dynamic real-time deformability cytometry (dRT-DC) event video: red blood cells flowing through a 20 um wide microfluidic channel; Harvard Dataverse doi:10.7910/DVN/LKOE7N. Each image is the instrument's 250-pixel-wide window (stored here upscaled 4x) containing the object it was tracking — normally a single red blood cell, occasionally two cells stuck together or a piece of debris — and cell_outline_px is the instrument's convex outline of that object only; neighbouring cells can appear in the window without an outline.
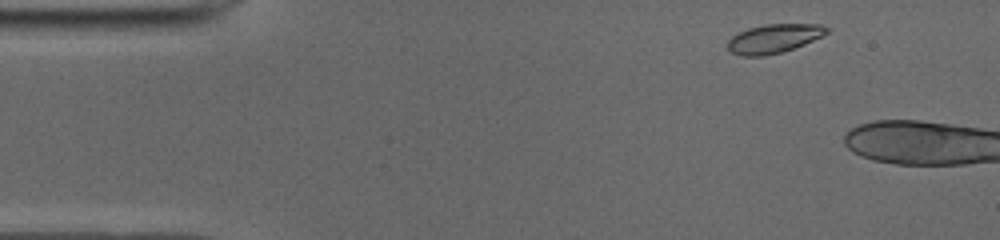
{"species": "common noctule bat (a hibernating species)", "species_latin": "Nyctalus noctula", "temperature_condition": "cold", "stored_images_in_passage": 39, "camera_frame_rate_fps": 3000, "um_per_image_px": 0.085, "animal": {"sex": "male", "body_mass_g": 19.0, "forearm_length_mm": 50.8}, "frame": {"image": 1, "passage_image": 3, "time_ms": 0.667, "image_size_px": [1000, 240], "cell_outline_px": [[828, 32], [804, 44], [780, 52], [764, 56], [740, 56], [728, 52], [728, 40], [732, 36], [748, 28], [764, 24], [820, 24], [828, 28]], "centroid_in_image_um": [65.72, 3.28], "position_along_channel_um": 19.3, "area_um2": 16.53}}
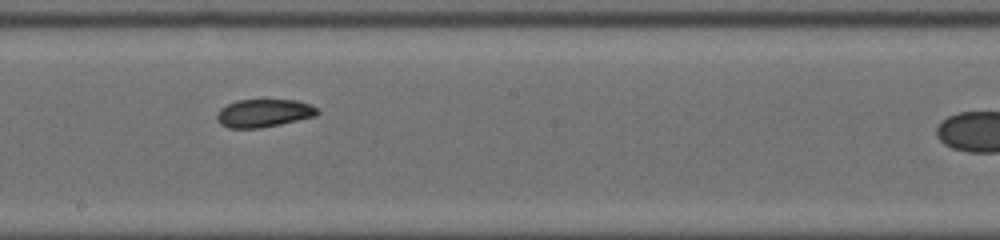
{"frame": {"image": 2, "passage_image": 25, "time_ms": 8.0, "image_size_px": [1000, 240], "cell_outline_px": [[320, 112], [316, 116], [280, 124], [260, 128], [228, 128], [220, 124], [216, 120], [216, 116], [220, 108], [236, 100], [296, 100], [308, 104], [316, 108]], "centroid_in_image_um": [22.39, 9.62], "position_along_channel_um": 225.8, "area_um2": 16.36}}
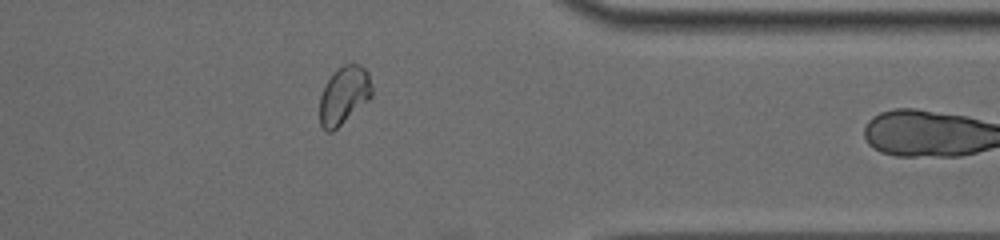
{"frame": {"image": 3, "passage_image": 38, "time_ms": 12.333, "image_size_px": [1000, 240], "cell_outline_px": [[372, 96], [368, 100], [332, 132], [328, 132], [320, 124], [320, 96], [324, 84], [344, 64], [360, 64], [368, 72], [372, 88]], "centroid_in_image_um": [29.24, 8.1], "position_along_channel_um": 382.2, "area_um2": 17.28}}